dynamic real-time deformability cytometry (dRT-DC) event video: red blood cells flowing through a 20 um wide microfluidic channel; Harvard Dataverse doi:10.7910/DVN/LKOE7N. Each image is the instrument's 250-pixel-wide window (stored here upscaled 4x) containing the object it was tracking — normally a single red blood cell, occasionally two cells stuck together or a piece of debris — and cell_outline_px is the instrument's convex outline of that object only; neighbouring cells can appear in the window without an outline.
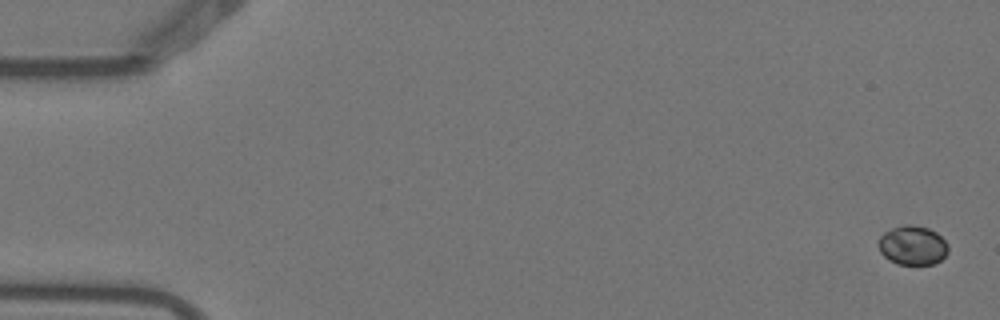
{"species": "Egyptian fruit bat (a non-hibernating species)", "species_latin": "Rousettus aegyptiacus", "temperature_condition": "warm", "stored_images_in_passage": 4, "camera_frame_rate_fps": 3000, "um_per_image_px": 0.085, "animal": {"sex": "female"}, "frame": {"image": 1, "passage_image": 1, "time_ms": 0.0, "image_size_px": [1000, 320], "cell_outline_px": [[948, 252], [940, 260], [932, 264], [896, 264], [888, 260], [880, 252], [876, 244], [880, 236], [884, 232], [892, 228], [904, 224], [912, 224], [928, 228], [936, 232], [948, 244]], "centroid_in_image_um": [77.53, 20.85], "position_along_channel_um": 7.5, "area_um2": 16.13}}